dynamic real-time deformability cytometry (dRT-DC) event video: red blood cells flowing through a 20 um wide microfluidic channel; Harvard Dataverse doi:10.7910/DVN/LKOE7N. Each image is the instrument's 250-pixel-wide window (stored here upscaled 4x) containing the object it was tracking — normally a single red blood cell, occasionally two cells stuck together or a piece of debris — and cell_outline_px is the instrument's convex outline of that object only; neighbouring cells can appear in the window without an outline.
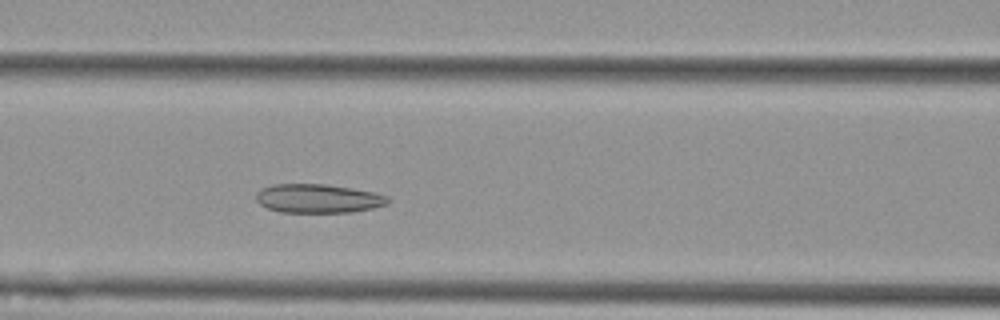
{"species": "Egyptian fruit bat (a non-hibernating species)", "species_latin": "Rousettus aegyptiacus", "temperature_condition": "cold", "stored_images_in_passage": 47, "camera_frame_rate_fps": 3000, "um_per_image_px": 0.085, "animal": {"sex": "female"}, "frame": {"image": 1, "passage_image": 16, "time_ms": 5.0, "image_size_px": [1000, 320], "cell_outline_px": [[392, 200], [388, 204], [372, 208], [352, 212], [280, 212], [268, 208], [260, 204], [256, 200], [256, 192], [260, 188], [272, 184], [324, 184], [352, 188], [376, 192], [388, 196]], "centroid_in_image_um": [27.06, 16.86], "position_along_channel_um": 139.5, "area_um2": 22.37}}
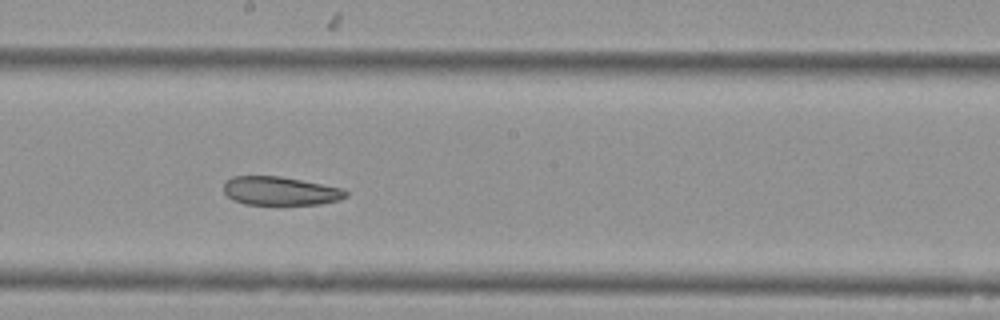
{"frame": {"image": 2, "passage_image": 23, "time_ms": 7.333, "image_size_px": [1000, 320], "cell_outline_px": [[348, 196], [340, 200], [320, 204], [244, 204], [232, 200], [224, 192], [224, 180], [232, 176], [280, 176], [344, 188], [348, 192]], "centroid_in_image_um": [23.82, 16.22], "position_along_channel_um": 224.4, "area_um2": 20.52}}
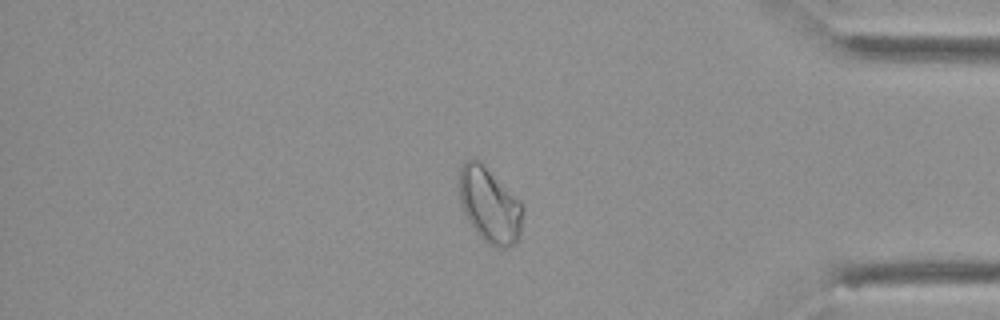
{"frame": {"image": 3, "passage_image": 39, "time_ms": 12.667, "image_size_px": [1000, 320], "cell_outline_px": [[524, 208], [520, 236], [516, 244], [504, 248], [496, 248], [488, 244], [476, 232], [468, 220], [460, 204], [460, 168], [464, 160], [472, 156], [480, 160], [520, 200]], "centroid_in_image_um": [41.63, 17.42], "position_along_channel_um": 393.6, "area_um2": 28.26}, "authors_computed_cell_mechanics": {"area_um2": 24.3338, "velocity_mm_per_s": 3.6583, "shape_relaxation_time_tau1_ms": null, "shape_relaxation_time_tau2_ms": 4.105, "deformation_change_tau1": null, "deformation_change_tau2": 0.1031}}